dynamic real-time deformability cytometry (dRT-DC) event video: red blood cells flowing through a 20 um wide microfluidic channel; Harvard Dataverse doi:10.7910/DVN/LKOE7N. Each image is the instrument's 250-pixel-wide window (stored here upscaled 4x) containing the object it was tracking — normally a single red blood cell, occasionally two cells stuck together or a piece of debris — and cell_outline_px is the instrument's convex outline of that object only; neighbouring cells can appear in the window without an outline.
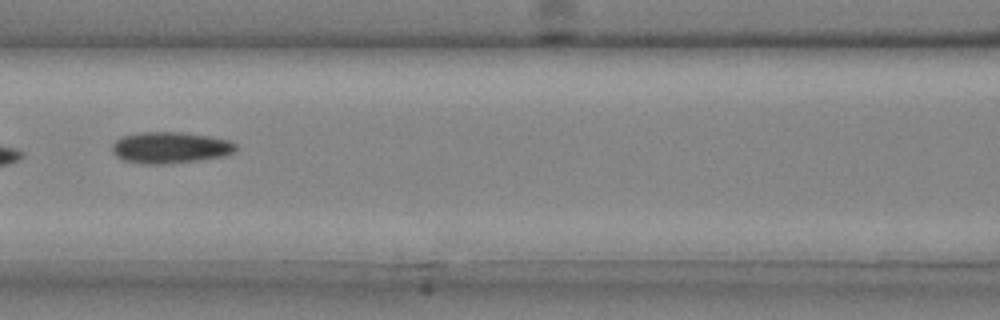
{"species": "common noctule bat (a hibernating species)", "species_latin": "Nyctalus noctula", "temperature_condition": "cold", "stored_images_in_passage": 5, "camera_frame_rate_fps": 3000, "um_per_image_px": 0.085, "animal": {"sex": "male", "body_mass_g": 20.4}, "frame": {"image": 1, "passage_image": 5, "time_ms": 1.333, "image_size_px": [1000, 320], "cell_outline_px": [[236, 148], [232, 152], [224, 156], [204, 160], [164, 164], [140, 164], [124, 160], [116, 156], [112, 152], [112, 144], [116, 140], [124, 136], [144, 132], [180, 132], [208, 136], [228, 140], [236, 144]], "centroid_in_image_um": [14.46, 12.56], "position_along_channel_um": 152.1, "area_um2": 22.6}}